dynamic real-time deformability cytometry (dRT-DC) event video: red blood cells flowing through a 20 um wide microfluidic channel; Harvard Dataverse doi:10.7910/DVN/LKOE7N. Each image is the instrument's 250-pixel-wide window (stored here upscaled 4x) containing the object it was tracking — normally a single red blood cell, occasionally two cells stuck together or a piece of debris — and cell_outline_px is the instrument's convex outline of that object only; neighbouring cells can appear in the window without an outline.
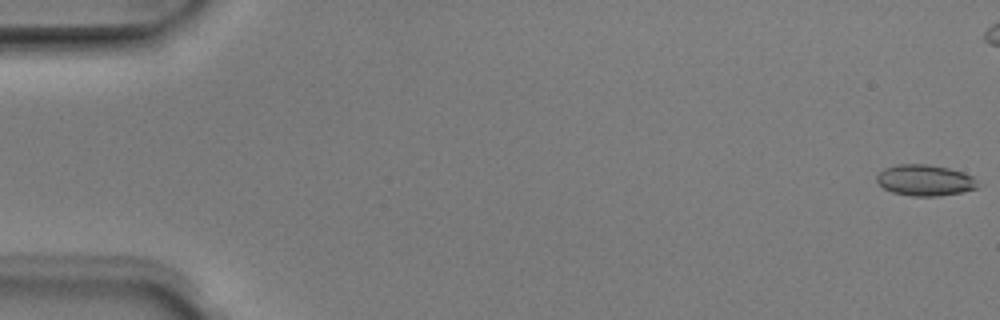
{"species": "Egyptian fruit bat (a non-hibernating species)", "species_latin": "Rousettus aegyptiacus", "temperature_condition": "room temperature", "stored_images_in_passage": 10, "camera_frame_rate_fps": 3000, "um_per_image_px": 0.085, "animal": {"sex": "male"}, "frame": {"image": 1, "passage_image": 1, "time_ms": 0.0, "image_size_px": [1000, 320], "cell_outline_px": [[980, 188], [964, 192], [940, 196], [912, 196], [892, 192], [884, 188], [876, 180], [876, 176], [884, 168], [896, 164], [928, 164], [948, 168], [964, 172], [972, 176]], "centroid_in_image_um": [78.64, 15.32], "position_along_channel_um": 6.4, "area_um2": 18.44}}
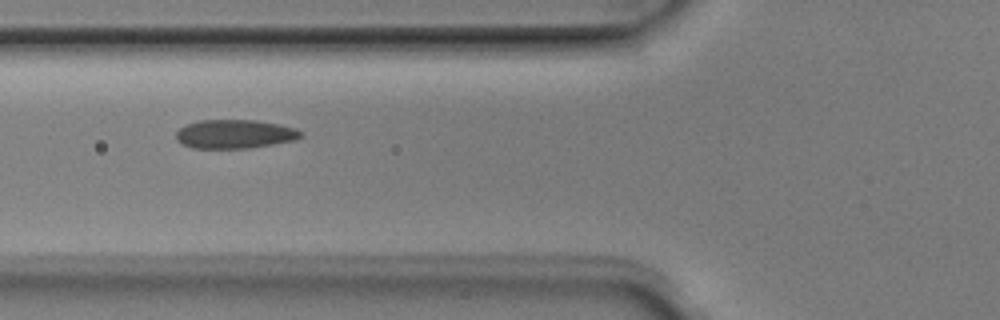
{"frame": {"image": 2, "passage_image": 7, "time_ms": 2.0, "image_size_px": [1000, 320], "cell_outline_px": [[304, 136], [296, 140], [248, 148], [192, 148], [176, 140], [176, 132], [184, 124], [200, 120], [256, 120], [296, 128], [304, 132]], "centroid_in_image_um": [19.97, 11.39], "position_along_channel_um": 105.8, "area_um2": 21.04}}
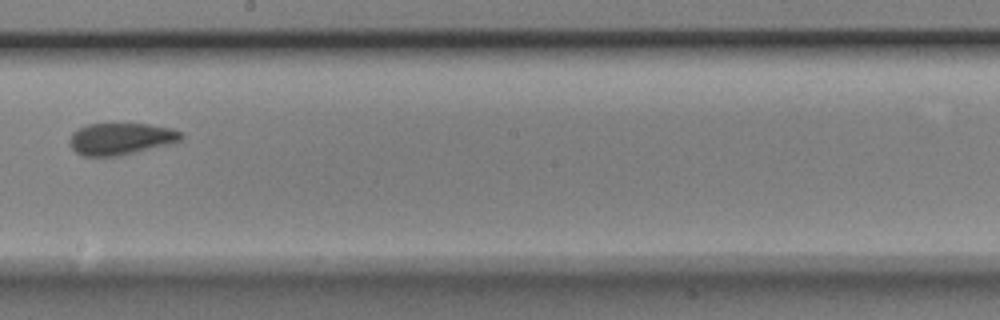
{"frame": {"image": 3, "passage_image": 10, "time_ms": 3.0, "image_size_px": [1000, 320], "cell_outline_px": [[184, 136], [180, 140], [168, 144], [120, 156], [80, 156], [72, 148], [68, 140], [72, 132], [88, 124], [148, 124], [172, 128], [184, 132]], "centroid_in_image_um": [10.26, 11.8], "position_along_channel_um": 237.9, "area_um2": 20.75}}